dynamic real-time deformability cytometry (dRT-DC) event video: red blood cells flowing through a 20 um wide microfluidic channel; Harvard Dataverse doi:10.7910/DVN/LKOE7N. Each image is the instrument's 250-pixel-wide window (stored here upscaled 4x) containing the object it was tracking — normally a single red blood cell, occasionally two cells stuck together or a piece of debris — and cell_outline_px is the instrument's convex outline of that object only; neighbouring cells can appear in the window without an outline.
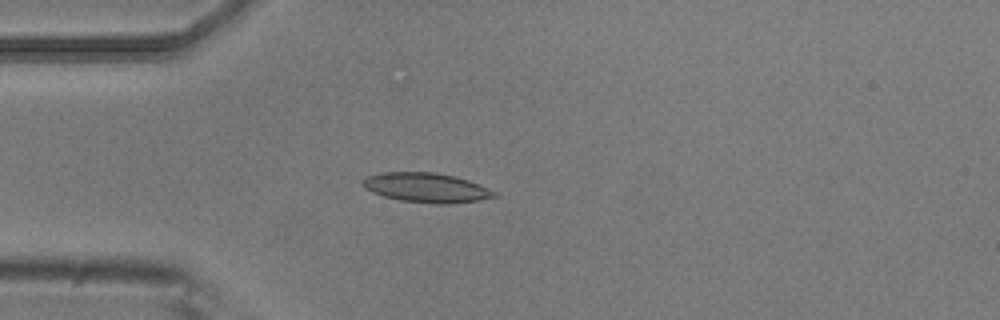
{"species": "common noctule bat (a hibernating species)", "species_latin": "Nyctalus noctula", "temperature_condition": "room temperature", "stored_images_in_passage": 4, "camera_frame_rate_fps": 3000, "um_per_image_px": 0.085, "animal": {"sex": "male", "body_mass_g": 20.5, "forearm_length_mm": 52.5}, "frame": {"image": 1, "passage_image": 4, "time_ms": 1.0, "image_size_px": [1000, 320], "cell_outline_px": [[496, 196], [480, 200], [448, 204], [440, 204], [400, 200], [384, 196], [372, 192], [364, 188], [360, 184], [360, 180], [364, 176], [380, 172], [436, 172], [456, 176], [468, 180], [488, 188], [496, 192]], "centroid_in_image_um": [36.18, 15.93], "position_along_channel_um": 48.8, "area_um2": 22.83}}